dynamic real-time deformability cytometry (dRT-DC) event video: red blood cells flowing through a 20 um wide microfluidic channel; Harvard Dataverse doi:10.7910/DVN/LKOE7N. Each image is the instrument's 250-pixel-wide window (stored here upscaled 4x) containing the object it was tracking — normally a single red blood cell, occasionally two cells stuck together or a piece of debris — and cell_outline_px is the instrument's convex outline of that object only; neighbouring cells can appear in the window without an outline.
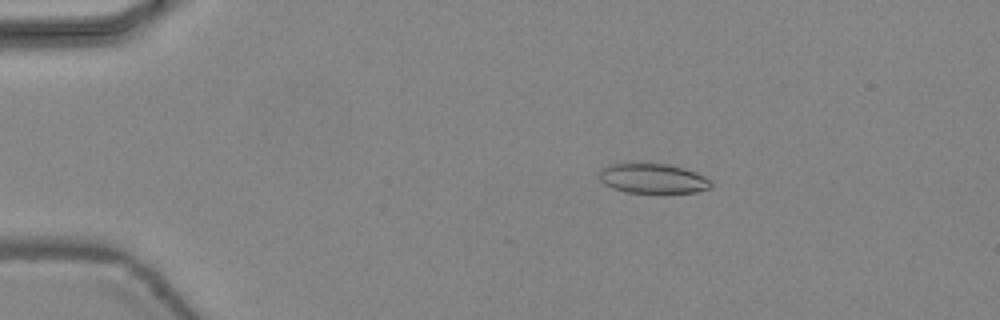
{"species": "common noctule bat (a hibernating species)", "species_latin": "Nyctalus noctula", "temperature_condition": "warm", "stored_images_in_passage": 46, "camera_frame_rate_fps": 3000, "um_per_image_px": 0.085, "animal": {"sex": "female", "body_mass_g": 24.6, "forearm_length_mm": 56.2}, "frame": {"image": 1, "passage_image": 9, "time_ms": 2.667, "image_size_px": [1000, 320], "cell_outline_px": [[712, 188], [696, 192], [624, 192], [612, 188], [604, 184], [600, 180], [600, 168], [608, 164], [668, 164], [684, 168], [696, 172], [712, 180]], "centroid_in_image_um": [55.51, 15.17], "position_along_channel_um": 29.5, "area_um2": 19.36}}
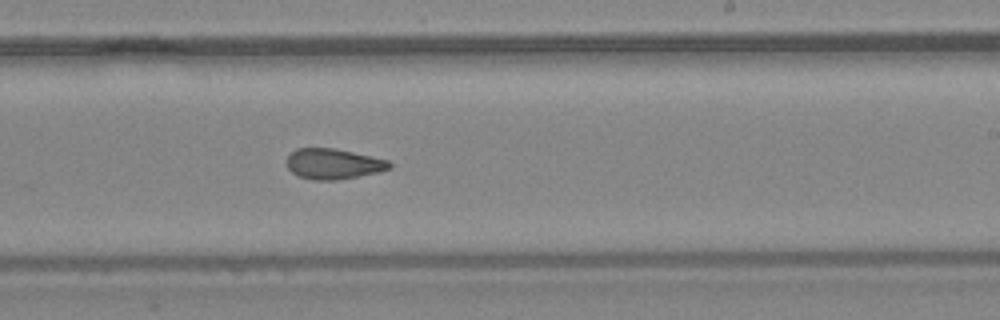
{"frame": {"image": 2, "passage_image": 29, "time_ms": 9.333, "image_size_px": [1000, 320], "cell_outline_px": [[392, 168], [376, 172], [336, 180], [312, 180], [300, 176], [292, 172], [288, 168], [288, 156], [296, 148], [336, 148], [388, 160], [392, 164]], "centroid_in_image_um": [28.34, 13.92], "position_along_channel_um": 260.7, "area_um2": 18.03}}
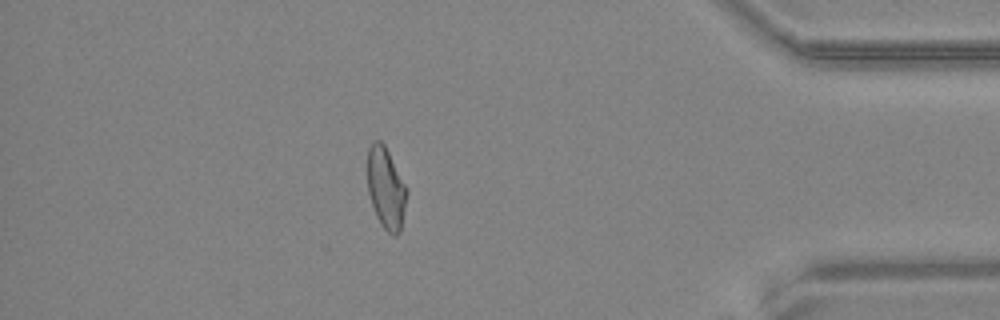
{"frame": {"image": 3, "passage_image": 41, "time_ms": 13.333, "image_size_px": [1000, 320], "cell_outline_px": [[408, 192], [400, 232], [396, 236], [392, 236], [380, 224], [376, 216], [368, 192], [368, 148], [372, 140], [380, 140], [384, 144], [408, 188]], "centroid_in_image_um": [32.82, 16.0], "position_along_channel_um": 402.4, "area_um2": 18.79}, "authors_computed_cell_mechanics": {"area_um2": 19.3052, "velocity_mm_per_s": 4.487, "shape_relaxation_time_tau1_ms": null, "shape_relaxation_time_tau2_ms": 2.4605, "deformation_change_tau1": null, "deformation_change_tau2": 0.1043}}